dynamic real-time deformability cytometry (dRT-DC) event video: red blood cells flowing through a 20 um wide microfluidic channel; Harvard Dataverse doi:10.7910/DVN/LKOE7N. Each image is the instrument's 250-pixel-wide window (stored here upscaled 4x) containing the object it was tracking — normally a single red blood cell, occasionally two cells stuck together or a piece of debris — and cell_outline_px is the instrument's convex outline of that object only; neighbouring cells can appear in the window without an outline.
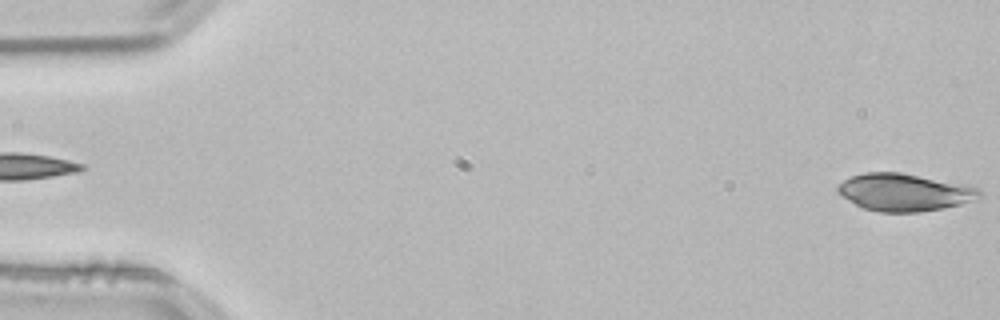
{"species": "common noctule bat (a hibernating species)", "species_latin": "Nyctalus noctula", "temperature_condition": "room temperature", "stored_images_in_passage": 52, "camera_frame_rate_fps": 3000, "um_per_image_px": 0.085, "animal": {"sex": "male", "body_mass_g": 21.5, "forearm_length_mm": 52.0}, "frame": {"image": 1, "passage_image": 1, "time_ms": 0.0, "image_size_px": [1000, 320], "cell_outline_px": [[984, 196], [980, 200], [944, 208], [920, 212], [880, 212], [864, 208], [856, 204], [836, 192], [836, 188], [844, 180], [852, 176], [864, 172], [900, 172], [968, 184], [980, 188], [984, 192]], "centroid_in_image_um": [76.99, 16.34], "position_along_channel_um": 8.0, "area_um2": 31.44}}